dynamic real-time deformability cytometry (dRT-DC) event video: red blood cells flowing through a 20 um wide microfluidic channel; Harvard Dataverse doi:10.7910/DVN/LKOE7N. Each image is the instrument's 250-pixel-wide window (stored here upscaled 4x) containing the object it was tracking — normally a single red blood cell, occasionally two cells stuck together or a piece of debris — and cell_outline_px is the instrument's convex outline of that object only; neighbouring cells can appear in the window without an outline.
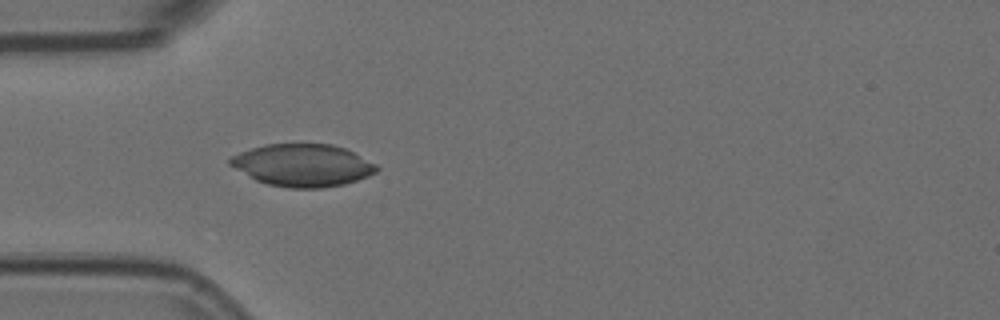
{"species": "Egyptian fruit bat (a non-hibernating species)", "species_latin": "Rousettus aegyptiacus", "temperature_condition": "room temperature", "stored_images_in_passage": 34, "camera_frame_rate_fps": 3000, "um_per_image_px": 0.085, "animal": {"sex": "female"}, "frame": {"image": 1, "passage_image": 1, "time_ms": 0.0, "image_size_px": [1000, 320], "cell_outline_px": [[380, 168], [376, 172], [368, 176], [344, 184], [320, 188], [288, 188], [268, 184], [256, 180], [228, 164], [228, 160], [232, 156], [240, 152], [264, 144], [332, 144], [344, 148], [376, 164]], "centroid_in_image_um": [25.72, 14.04], "position_along_channel_um": 59.3, "area_um2": 35.95}}
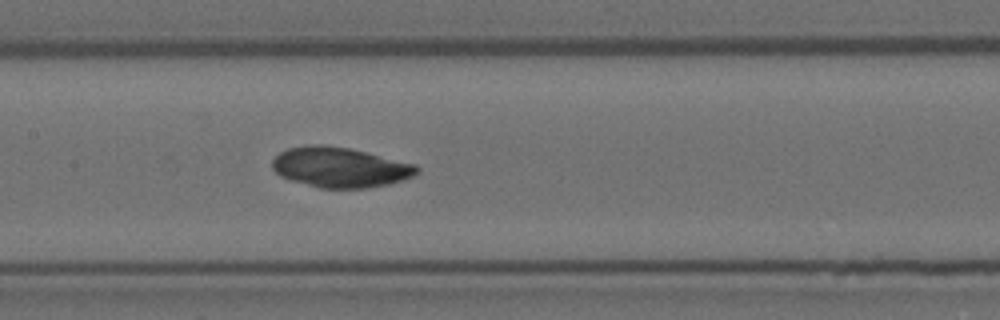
{"frame": {"image": 2, "passage_image": 11, "time_ms": 3.333, "image_size_px": [1000, 320], "cell_outline_px": [[420, 172], [416, 176], [404, 180], [388, 184], [368, 188], [320, 188], [292, 180], [280, 176], [272, 168], [272, 160], [280, 152], [288, 148], [308, 144], [324, 144], [348, 148], [416, 164], [420, 168]], "centroid_in_image_um": [28.93, 14.22], "position_along_channel_um": 178.5, "area_um2": 33.99}}
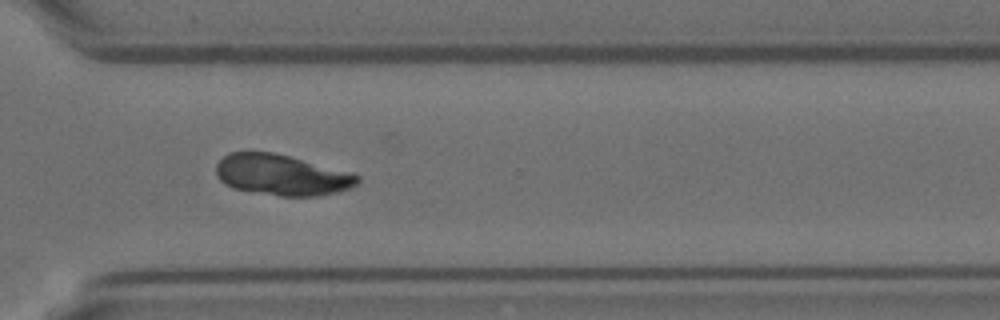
{"frame": {"image": 3, "passage_image": 25, "time_ms": 8.0, "image_size_px": [1000, 320], "cell_outline_px": [[360, 184], [352, 188], [336, 192], [316, 196], [280, 196], [232, 188], [224, 184], [216, 176], [216, 164], [228, 152], [272, 152], [352, 172], [360, 176]], "centroid_in_image_um": [23.97, 14.87], "position_along_channel_um": 346.6, "area_um2": 33.76}}